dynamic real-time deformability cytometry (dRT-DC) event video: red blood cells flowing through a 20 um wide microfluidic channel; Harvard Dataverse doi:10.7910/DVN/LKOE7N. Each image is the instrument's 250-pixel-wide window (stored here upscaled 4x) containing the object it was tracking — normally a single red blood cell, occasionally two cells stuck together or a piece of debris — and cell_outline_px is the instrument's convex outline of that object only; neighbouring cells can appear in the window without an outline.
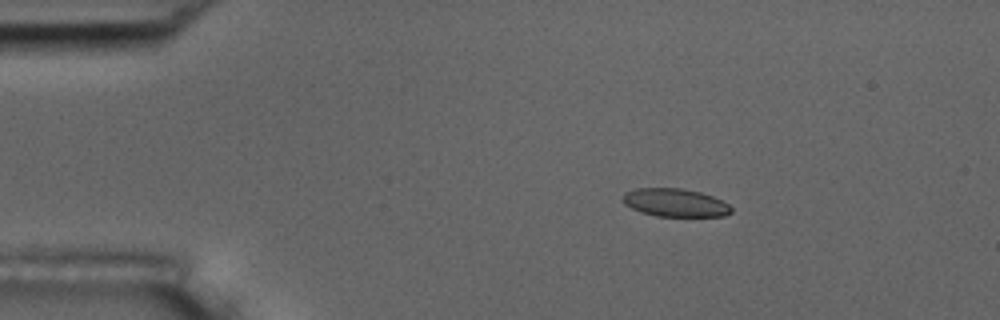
{"species": "common noctule bat (a hibernating species)", "species_latin": "Nyctalus noctula", "temperature_condition": "room temperature", "stored_images_in_passage": 4, "camera_frame_rate_fps": 3000, "um_per_image_px": 0.085, "animal": {"sex": "male", "body_mass_g": 17.5, "forearm_length_mm": 52.3}, "frame": {"image": 1, "passage_image": 2, "time_ms": 2.0, "image_size_px": [1000, 320], "cell_outline_px": [[732, 212], [724, 216], [656, 216], [640, 212], [624, 204], [620, 200], [624, 192], [636, 188], [680, 188], [700, 192], [712, 196], [728, 204], [732, 208]], "centroid_in_image_um": [57.34, 17.22], "position_along_channel_um": 27.7, "area_um2": 17.86}}